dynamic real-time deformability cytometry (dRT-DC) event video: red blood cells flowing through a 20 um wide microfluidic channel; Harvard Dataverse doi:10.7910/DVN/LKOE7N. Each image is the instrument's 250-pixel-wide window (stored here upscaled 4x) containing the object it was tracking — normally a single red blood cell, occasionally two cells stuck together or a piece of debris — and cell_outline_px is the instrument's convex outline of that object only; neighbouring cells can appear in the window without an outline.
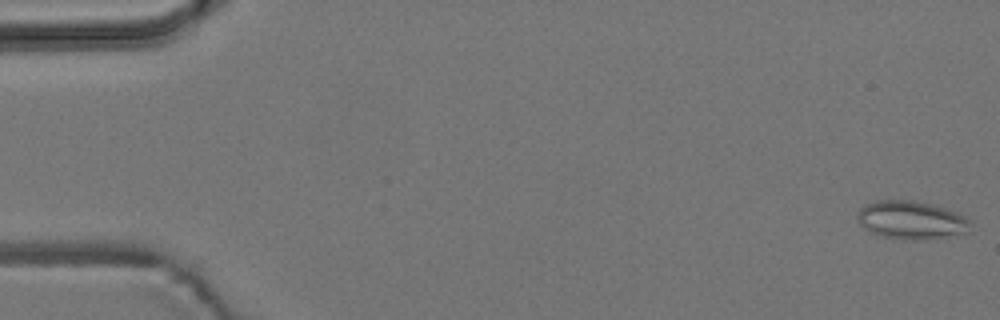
{"species": "common noctule bat (a hibernating species)", "species_latin": "Nyctalus noctula", "temperature_condition": "room temperature", "stored_images_in_passage": 54, "camera_frame_rate_fps": 3000, "um_per_image_px": 0.085, "animal": {"sex": "male", "body_mass_g": 19.2, "forearm_length_mm": 51.8}, "frame": {"image": 1, "passage_image": 1, "time_ms": 0.0, "image_size_px": [1000, 320], "cell_outline_px": [[968, 232], [944, 236], [916, 240], [904, 240], [880, 236], [864, 228], [860, 224], [856, 216], [860, 208], [864, 204], [876, 200], [916, 200], [944, 208], [956, 212], [964, 216], [968, 220]], "centroid_in_image_um": [77.38, 18.69], "position_along_channel_um": 7.6, "area_um2": 24.97}}
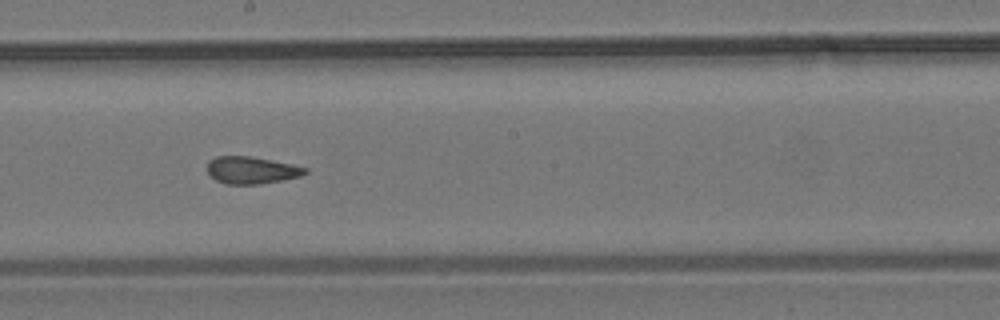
{"frame": {"image": 2, "passage_image": 30, "time_ms": 9.667, "image_size_px": [1000, 320], "cell_outline_px": [[308, 172], [300, 176], [284, 180], [260, 184], [224, 184], [216, 180], [208, 172], [208, 160], [216, 156], [248, 156], [292, 164], [308, 168]], "centroid_in_image_um": [21.38, 14.47], "position_along_channel_um": 226.8, "area_um2": 15.49}}
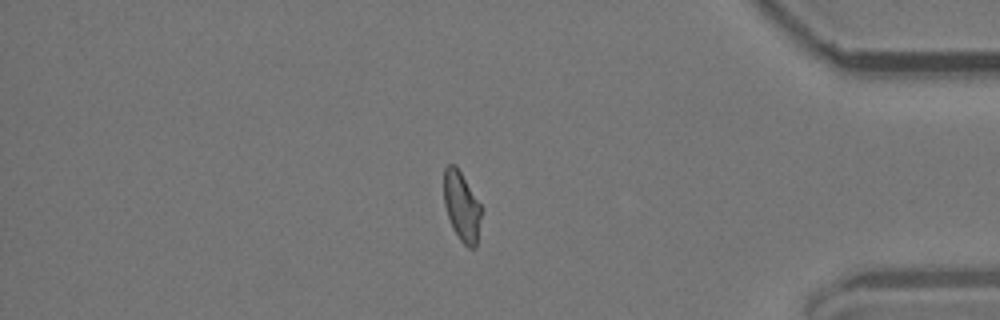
{"frame": {"image": 3, "passage_image": 46, "time_ms": 15.0, "image_size_px": [1000, 320], "cell_outline_px": [[484, 208], [476, 248], [468, 248], [460, 240], [452, 228], [444, 204], [444, 168], [448, 164], [456, 164]], "centroid_in_image_um": [39.28, 17.55], "position_along_channel_um": 395.9, "area_um2": 15.72}, "authors_computed_cell_mechanics": {"area_um2": 16.1551, "velocity_mm_per_s": 3.7974, "shape_relaxation_time_tau1_ms": null, "shape_relaxation_time_tau2_ms": 1.8301, "deformation_change_tau1": null, "deformation_change_tau2": 0.0896}}